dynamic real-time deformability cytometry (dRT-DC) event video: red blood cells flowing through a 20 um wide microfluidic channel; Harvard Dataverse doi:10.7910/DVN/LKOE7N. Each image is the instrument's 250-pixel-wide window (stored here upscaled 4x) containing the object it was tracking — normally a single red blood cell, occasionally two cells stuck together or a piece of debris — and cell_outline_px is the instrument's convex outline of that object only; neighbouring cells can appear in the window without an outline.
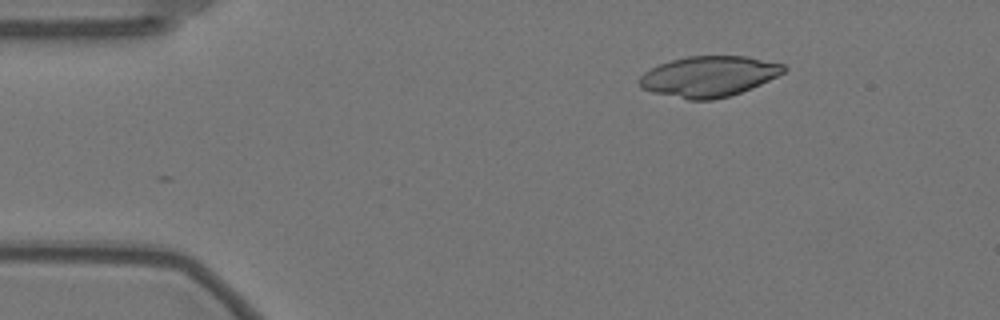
{"species": "Egyptian fruit bat (a non-hibernating species)", "species_latin": "Rousettus aegyptiacus", "temperature_condition": "warm", "stored_images_in_passage": 44, "camera_frame_rate_fps": 3000, "um_per_image_px": 0.085, "animal": {"sex": "female"}, "frame": {"image": 1, "passage_image": 4, "time_ms": 1.0, "image_size_px": [1000, 320], "cell_outline_px": [[788, 68], [784, 72], [752, 88], [728, 96], [712, 100], [688, 100], [652, 92], [640, 88], [640, 76], [644, 72], [660, 64], [672, 60], [688, 56], [748, 56], [784, 64]], "centroid_in_image_um": [60.26, 6.49], "position_along_channel_um": 24.7, "area_um2": 34.04}}